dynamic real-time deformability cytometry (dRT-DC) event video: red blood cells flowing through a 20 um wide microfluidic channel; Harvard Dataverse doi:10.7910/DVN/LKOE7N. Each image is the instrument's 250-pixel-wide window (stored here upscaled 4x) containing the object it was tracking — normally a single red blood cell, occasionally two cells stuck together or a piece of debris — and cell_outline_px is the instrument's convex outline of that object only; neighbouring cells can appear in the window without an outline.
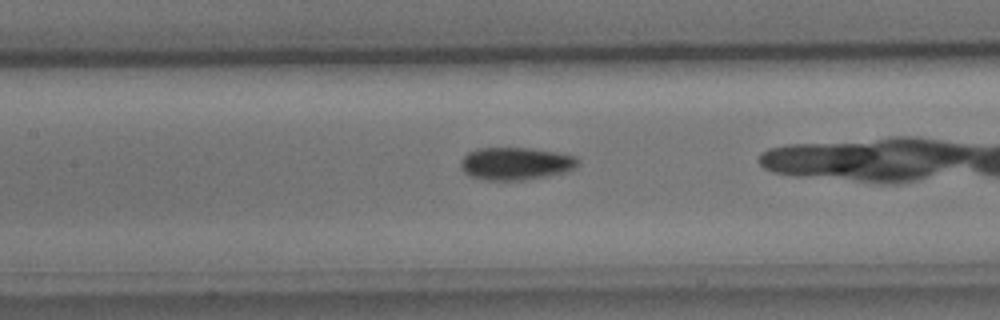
{"species": "common noctule bat (a hibernating species)", "species_latin": "Nyctalus noctula", "temperature_condition": "cold", "stored_images_in_passage": 41, "camera_frame_rate_fps": 3000, "um_per_image_px": 0.085, "animal": {"sex": "male", "body_mass_g": 15.6}, "frame": {"image": 1, "passage_image": 23, "time_ms": 7.333, "image_size_px": [1000, 320], "cell_outline_px": [[580, 164], [576, 168], [568, 172], [548, 176], [524, 180], [484, 180], [468, 176], [460, 168], [460, 160], [468, 152], [476, 148], [532, 148], [556, 152], [576, 156], [580, 160]], "centroid_in_image_um": [43.85, 13.91], "position_along_channel_um": 163.5, "area_um2": 22.77}}
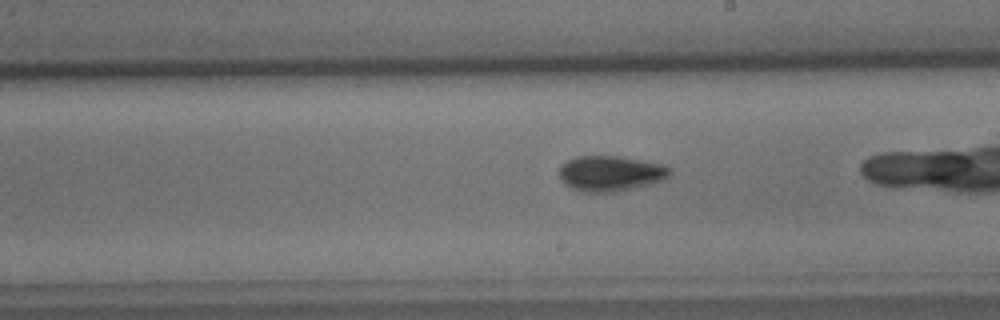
{"frame": {"image": 2, "passage_image": 29, "time_ms": 9.333, "image_size_px": [1000, 320], "cell_outline_px": [[672, 172], [664, 180], [632, 188], [612, 192], [584, 192], [572, 188], [560, 180], [560, 164], [576, 156], [620, 156], [644, 160], [664, 164], [672, 168]], "centroid_in_image_um": [51.91, 14.72], "position_along_channel_um": 237.1, "area_um2": 22.95}}